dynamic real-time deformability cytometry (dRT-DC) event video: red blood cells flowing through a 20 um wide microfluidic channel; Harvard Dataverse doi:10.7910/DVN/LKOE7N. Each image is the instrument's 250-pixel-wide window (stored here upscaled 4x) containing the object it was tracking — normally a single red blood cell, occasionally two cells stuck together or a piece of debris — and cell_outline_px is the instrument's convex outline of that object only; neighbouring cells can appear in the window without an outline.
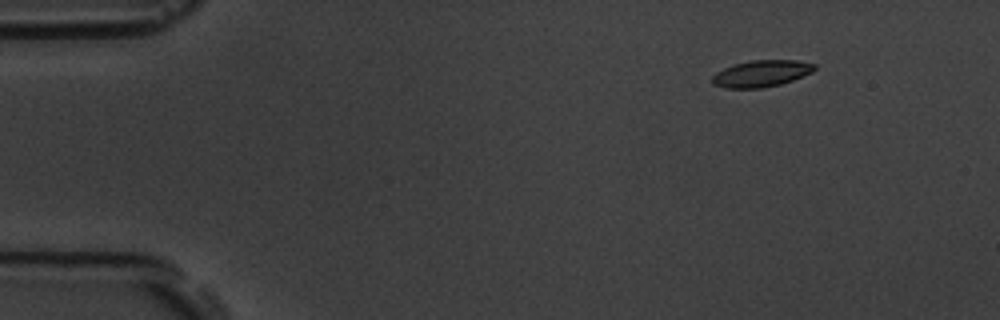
{"species": "common noctule bat (a hibernating species)", "species_latin": "Nyctalus noctula", "temperature_condition": "room temperature", "stored_images_in_passage": 5, "camera_frame_rate_fps": 3000, "um_per_image_px": 0.085, "animal": {"sex": "male", "body_mass_g": 19.5, "forearm_length_mm": 54.6}, "frame": {"image": 1, "passage_image": 2, "time_ms": 1.0, "image_size_px": [1000, 320], "cell_outline_px": [[816, 68], [812, 72], [792, 80], [780, 84], [760, 88], [724, 88], [712, 84], [712, 76], [716, 72], [732, 64], [752, 60], [796, 60], [816, 64]], "centroid_in_image_um": [64.69, 6.24], "position_along_channel_um": 20.3, "area_um2": 15.9}}
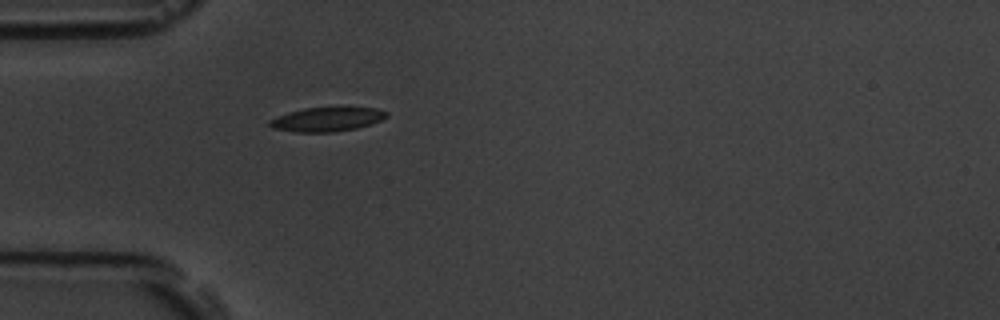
{"frame": {"image": 2, "passage_image": 5, "time_ms": 4.333, "image_size_px": [1000, 320], "cell_outline_px": [[388, 116], [380, 120], [356, 128], [336, 132], [296, 132], [272, 128], [268, 124], [268, 120], [304, 108], [376, 108], [388, 112]], "centroid_in_image_um": [27.79, 10.15], "position_along_channel_um": 57.2, "area_um2": 16.07}}